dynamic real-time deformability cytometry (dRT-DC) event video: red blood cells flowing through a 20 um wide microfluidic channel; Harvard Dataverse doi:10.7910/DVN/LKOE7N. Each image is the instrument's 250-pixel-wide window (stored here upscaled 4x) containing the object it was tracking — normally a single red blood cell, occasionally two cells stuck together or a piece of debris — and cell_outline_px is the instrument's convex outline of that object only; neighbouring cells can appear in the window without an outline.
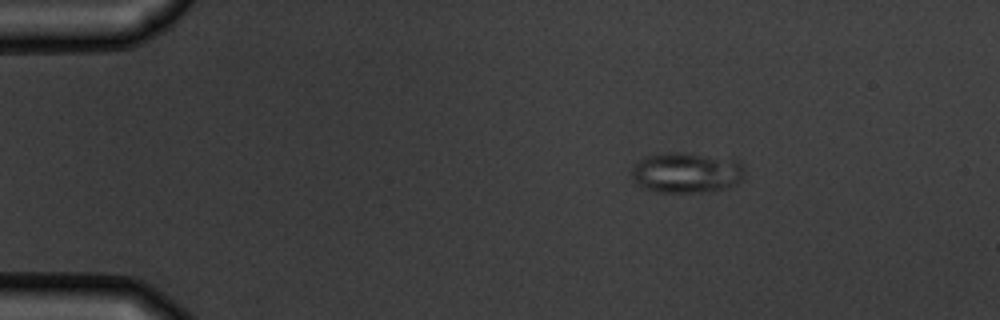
{"species": "common noctule bat (a hibernating species)", "species_latin": "Nyctalus noctula", "temperature_condition": "warm", "stored_images_in_passage": 4, "camera_frame_rate_fps": 3000, "um_per_image_px": 0.085, "animal": {"sex": "male", "body_mass_g": 19.5, "forearm_length_mm": 54.6}, "frame": {"image": 1, "passage_image": 2, "time_ms": 1.333, "image_size_px": [1000, 320], "cell_outline_px": [[744, 176], [736, 184], [728, 188], [708, 192], [656, 192], [644, 188], [636, 184], [632, 176], [632, 168], [640, 160], [648, 156], [664, 152], [684, 152], [736, 156], [740, 160], [744, 168]], "centroid_in_image_um": [58.45, 14.64], "position_along_channel_um": 26.5, "area_um2": 27.63}}